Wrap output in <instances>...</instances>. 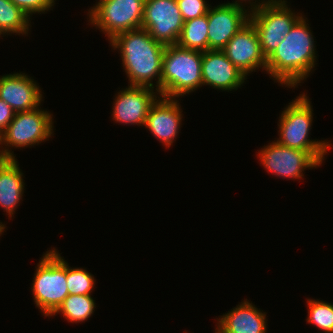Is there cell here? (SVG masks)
I'll list each match as a JSON object with an SVG mask.
<instances>
[{
  "label": "cell",
  "mask_w": 333,
  "mask_h": 333,
  "mask_svg": "<svg viewBox=\"0 0 333 333\" xmlns=\"http://www.w3.org/2000/svg\"><path fill=\"white\" fill-rule=\"evenodd\" d=\"M215 333H266V313L245 299L218 320Z\"/></svg>",
  "instance_id": "cell-18"
},
{
  "label": "cell",
  "mask_w": 333,
  "mask_h": 333,
  "mask_svg": "<svg viewBox=\"0 0 333 333\" xmlns=\"http://www.w3.org/2000/svg\"><path fill=\"white\" fill-rule=\"evenodd\" d=\"M29 16L10 0H0V36L1 34H28Z\"/></svg>",
  "instance_id": "cell-21"
},
{
  "label": "cell",
  "mask_w": 333,
  "mask_h": 333,
  "mask_svg": "<svg viewBox=\"0 0 333 333\" xmlns=\"http://www.w3.org/2000/svg\"><path fill=\"white\" fill-rule=\"evenodd\" d=\"M202 85L224 91L237 90L246 76L226 57L222 50L202 52Z\"/></svg>",
  "instance_id": "cell-14"
},
{
  "label": "cell",
  "mask_w": 333,
  "mask_h": 333,
  "mask_svg": "<svg viewBox=\"0 0 333 333\" xmlns=\"http://www.w3.org/2000/svg\"><path fill=\"white\" fill-rule=\"evenodd\" d=\"M202 52L176 45L165 46L162 59L161 96H184L202 86Z\"/></svg>",
  "instance_id": "cell-3"
},
{
  "label": "cell",
  "mask_w": 333,
  "mask_h": 333,
  "mask_svg": "<svg viewBox=\"0 0 333 333\" xmlns=\"http://www.w3.org/2000/svg\"><path fill=\"white\" fill-rule=\"evenodd\" d=\"M184 21L176 0H145L141 28L161 44L176 45Z\"/></svg>",
  "instance_id": "cell-8"
},
{
  "label": "cell",
  "mask_w": 333,
  "mask_h": 333,
  "mask_svg": "<svg viewBox=\"0 0 333 333\" xmlns=\"http://www.w3.org/2000/svg\"><path fill=\"white\" fill-rule=\"evenodd\" d=\"M95 304L91 294L68 295L52 315L62 313L69 322H83L94 313Z\"/></svg>",
  "instance_id": "cell-20"
},
{
  "label": "cell",
  "mask_w": 333,
  "mask_h": 333,
  "mask_svg": "<svg viewBox=\"0 0 333 333\" xmlns=\"http://www.w3.org/2000/svg\"><path fill=\"white\" fill-rule=\"evenodd\" d=\"M0 145H3V133L0 132Z\"/></svg>",
  "instance_id": "cell-28"
},
{
  "label": "cell",
  "mask_w": 333,
  "mask_h": 333,
  "mask_svg": "<svg viewBox=\"0 0 333 333\" xmlns=\"http://www.w3.org/2000/svg\"><path fill=\"white\" fill-rule=\"evenodd\" d=\"M183 21L194 19L206 15L209 11V6L205 0H176ZM208 5V6H207Z\"/></svg>",
  "instance_id": "cell-24"
},
{
  "label": "cell",
  "mask_w": 333,
  "mask_h": 333,
  "mask_svg": "<svg viewBox=\"0 0 333 333\" xmlns=\"http://www.w3.org/2000/svg\"><path fill=\"white\" fill-rule=\"evenodd\" d=\"M52 114L38 107L14 114L3 132V144L8 147H28L49 139L53 134Z\"/></svg>",
  "instance_id": "cell-9"
},
{
  "label": "cell",
  "mask_w": 333,
  "mask_h": 333,
  "mask_svg": "<svg viewBox=\"0 0 333 333\" xmlns=\"http://www.w3.org/2000/svg\"><path fill=\"white\" fill-rule=\"evenodd\" d=\"M177 45L201 52L209 50L208 13L184 22Z\"/></svg>",
  "instance_id": "cell-19"
},
{
  "label": "cell",
  "mask_w": 333,
  "mask_h": 333,
  "mask_svg": "<svg viewBox=\"0 0 333 333\" xmlns=\"http://www.w3.org/2000/svg\"><path fill=\"white\" fill-rule=\"evenodd\" d=\"M6 227L4 226V224H2V222H0V236H1V234L4 232V229H5Z\"/></svg>",
  "instance_id": "cell-27"
},
{
  "label": "cell",
  "mask_w": 333,
  "mask_h": 333,
  "mask_svg": "<svg viewBox=\"0 0 333 333\" xmlns=\"http://www.w3.org/2000/svg\"><path fill=\"white\" fill-rule=\"evenodd\" d=\"M115 50H120L122 64L130 85L154 89L153 78L157 77L156 91L161 96L162 59L165 45L157 42L144 28L117 34L110 40Z\"/></svg>",
  "instance_id": "cell-1"
},
{
  "label": "cell",
  "mask_w": 333,
  "mask_h": 333,
  "mask_svg": "<svg viewBox=\"0 0 333 333\" xmlns=\"http://www.w3.org/2000/svg\"><path fill=\"white\" fill-rule=\"evenodd\" d=\"M220 4L208 11L209 50H222L228 41L249 21L242 2Z\"/></svg>",
  "instance_id": "cell-11"
},
{
  "label": "cell",
  "mask_w": 333,
  "mask_h": 333,
  "mask_svg": "<svg viewBox=\"0 0 333 333\" xmlns=\"http://www.w3.org/2000/svg\"><path fill=\"white\" fill-rule=\"evenodd\" d=\"M153 88L128 85L115 98L112 119L123 124L144 126L149 109L156 101Z\"/></svg>",
  "instance_id": "cell-13"
},
{
  "label": "cell",
  "mask_w": 333,
  "mask_h": 333,
  "mask_svg": "<svg viewBox=\"0 0 333 333\" xmlns=\"http://www.w3.org/2000/svg\"><path fill=\"white\" fill-rule=\"evenodd\" d=\"M285 0H263L262 3L249 2L248 13L266 59L277 49L293 25L302 17L287 7ZM254 3V4H253ZM300 15V16H298Z\"/></svg>",
  "instance_id": "cell-5"
},
{
  "label": "cell",
  "mask_w": 333,
  "mask_h": 333,
  "mask_svg": "<svg viewBox=\"0 0 333 333\" xmlns=\"http://www.w3.org/2000/svg\"><path fill=\"white\" fill-rule=\"evenodd\" d=\"M158 98L149 109L144 126L159 139V142L169 147L179 132L182 109L176 98Z\"/></svg>",
  "instance_id": "cell-15"
},
{
  "label": "cell",
  "mask_w": 333,
  "mask_h": 333,
  "mask_svg": "<svg viewBox=\"0 0 333 333\" xmlns=\"http://www.w3.org/2000/svg\"><path fill=\"white\" fill-rule=\"evenodd\" d=\"M226 57L247 77L248 73L260 68L266 71L264 56L257 32L248 21L222 49Z\"/></svg>",
  "instance_id": "cell-12"
},
{
  "label": "cell",
  "mask_w": 333,
  "mask_h": 333,
  "mask_svg": "<svg viewBox=\"0 0 333 333\" xmlns=\"http://www.w3.org/2000/svg\"><path fill=\"white\" fill-rule=\"evenodd\" d=\"M258 153L266 170L275 176L301 179L306 168H316L321 163L309 152L290 148L273 141Z\"/></svg>",
  "instance_id": "cell-10"
},
{
  "label": "cell",
  "mask_w": 333,
  "mask_h": 333,
  "mask_svg": "<svg viewBox=\"0 0 333 333\" xmlns=\"http://www.w3.org/2000/svg\"><path fill=\"white\" fill-rule=\"evenodd\" d=\"M145 0H99L89 11V22L108 40L119 33L141 28Z\"/></svg>",
  "instance_id": "cell-7"
},
{
  "label": "cell",
  "mask_w": 333,
  "mask_h": 333,
  "mask_svg": "<svg viewBox=\"0 0 333 333\" xmlns=\"http://www.w3.org/2000/svg\"><path fill=\"white\" fill-rule=\"evenodd\" d=\"M66 280L69 295L91 294L94 287V276L82 268H71L66 262Z\"/></svg>",
  "instance_id": "cell-23"
},
{
  "label": "cell",
  "mask_w": 333,
  "mask_h": 333,
  "mask_svg": "<svg viewBox=\"0 0 333 333\" xmlns=\"http://www.w3.org/2000/svg\"><path fill=\"white\" fill-rule=\"evenodd\" d=\"M33 80L25 73L0 77V99L4 100L15 113L37 108L41 104L42 94Z\"/></svg>",
  "instance_id": "cell-16"
},
{
  "label": "cell",
  "mask_w": 333,
  "mask_h": 333,
  "mask_svg": "<svg viewBox=\"0 0 333 333\" xmlns=\"http://www.w3.org/2000/svg\"><path fill=\"white\" fill-rule=\"evenodd\" d=\"M7 147L0 150V207L12 218L24 192L23 173Z\"/></svg>",
  "instance_id": "cell-17"
},
{
  "label": "cell",
  "mask_w": 333,
  "mask_h": 333,
  "mask_svg": "<svg viewBox=\"0 0 333 333\" xmlns=\"http://www.w3.org/2000/svg\"><path fill=\"white\" fill-rule=\"evenodd\" d=\"M15 112L2 99H0V132H4L14 118Z\"/></svg>",
  "instance_id": "cell-26"
},
{
  "label": "cell",
  "mask_w": 333,
  "mask_h": 333,
  "mask_svg": "<svg viewBox=\"0 0 333 333\" xmlns=\"http://www.w3.org/2000/svg\"><path fill=\"white\" fill-rule=\"evenodd\" d=\"M300 95L282 111L278 124L280 137L277 142L286 147L309 151L322 163L330 144L325 140L308 139L313 110L307 94Z\"/></svg>",
  "instance_id": "cell-4"
},
{
  "label": "cell",
  "mask_w": 333,
  "mask_h": 333,
  "mask_svg": "<svg viewBox=\"0 0 333 333\" xmlns=\"http://www.w3.org/2000/svg\"><path fill=\"white\" fill-rule=\"evenodd\" d=\"M307 25L301 17L267 58V73L281 85L295 88L316 65L314 36Z\"/></svg>",
  "instance_id": "cell-2"
},
{
  "label": "cell",
  "mask_w": 333,
  "mask_h": 333,
  "mask_svg": "<svg viewBox=\"0 0 333 333\" xmlns=\"http://www.w3.org/2000/svg\"><path fill=\"white\" fill-rule=\"evenodd\" d=\"M66 280V261L54 249L48 250L39 261L33 278V298L46 316L58 309L69 295Z\"/></svg>",
  "instance_id": "cell-6"
},
{
  "label": "cell",
  "mask_w": 333,
  "mask_h": 333,
  "mask_svg": "<svg viewBox=\"0 0 333 333\" xmlns=\"http://www.w3.org/2000/svg\"><path fill=\"white\" fill-rule=\"evenodd\" d=\"M15 6L19 7L29 18L33 13H44L54 6V0H10Z\"/></svg>",
  "instance_id": "cell-25"
},
{
  "label": "cell",
  "mask_w": 333,
  "mask_h": 333,
  "mask_svg": "<svg viewBox=\"0 0 333 333\" xmlns=\"http://www.w3.org/2000/svg\"><path fill=\"white\" fill-rule=\"evenodd\" d=\"M307 303L309 306L307 322L325 333H333V304L309 298Z\"/></svg>",
  "instance_id": "cell-22"
}]
</instances>
